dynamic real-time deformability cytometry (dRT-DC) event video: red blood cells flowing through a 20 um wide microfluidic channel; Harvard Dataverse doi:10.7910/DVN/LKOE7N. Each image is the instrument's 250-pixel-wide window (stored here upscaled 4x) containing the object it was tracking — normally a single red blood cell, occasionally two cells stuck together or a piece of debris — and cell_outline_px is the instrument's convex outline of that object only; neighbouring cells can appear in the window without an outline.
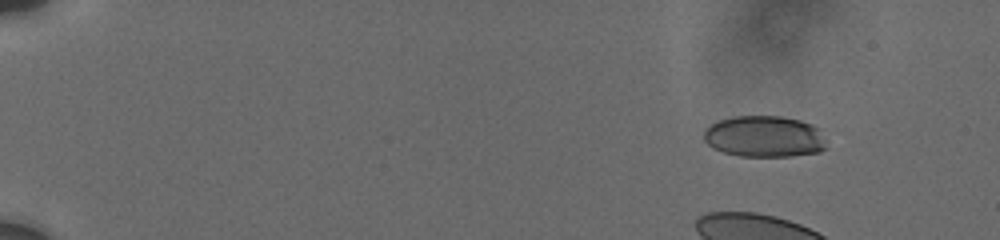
{"species": "human", "species_latin": "Homo sapiens", "temperature_condition": "cold", "stored_images_in_passage": 28, "camera_frame_rate_fps": 3000, "um_per_image_px": 0.085, "donor": {"sex": "male"}, "frame": {"image": 1, "passage_image": 4, "time_ms": 2.0, "image_size_px": [1000, 240], "cell_outline_px": [[828, 148], [820, 152], [792, 156], [740, 156], [724, 152], [712, 148], [704, 140], [704, 128], [720, 120], [732, 116], [780, 116], [800, 120], [812, 124], [820, 128]], "centroid_in_image_um": [65.0, 11.6], "position_along_channel_um": 20.0, "area_um2": 29.88}}